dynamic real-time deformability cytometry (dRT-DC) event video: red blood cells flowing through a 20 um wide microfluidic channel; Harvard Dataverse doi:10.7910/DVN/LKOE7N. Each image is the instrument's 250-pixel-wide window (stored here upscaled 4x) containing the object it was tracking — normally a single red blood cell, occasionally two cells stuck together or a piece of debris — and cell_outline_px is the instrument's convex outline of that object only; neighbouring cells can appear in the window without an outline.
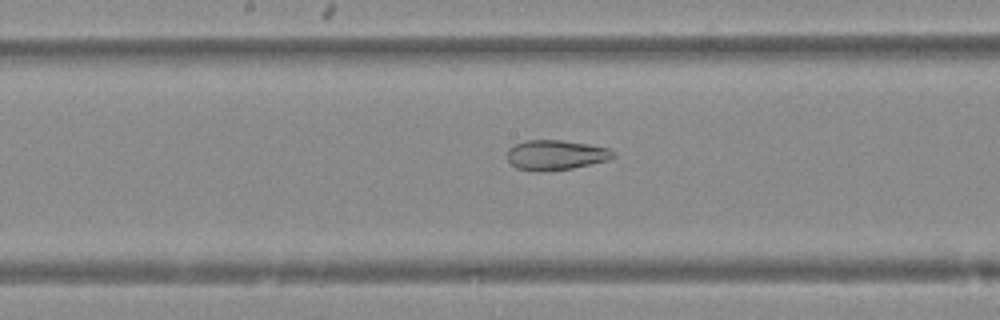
{"species": "Egyptian fruit bat (a non-hibernating species)", "species_latin": "Rousettus aegyptiacus", "temperature_condition": "warm", "stored_images_in_passage": 34, "camera_frame_rate_fps": 3000, "um_per_image_px": 0.085, "animal": {"sex": "female"}, "frame": {"image": 1, "passage_image": 10, "time_ms": 3.0, "image_size_px": [1000, 320], "cell_outline_px": [[616, 156], [608, 160], [572, 168], [536, 172], [516, 168], [508, 160], [508, 148], [524, 140], [560, 140], [588, 144], [608, 148]], "centroid_in_image_um": [47.21, 13.17], "position_along_channel_um": 201.0, "area_um2": 18.38}}
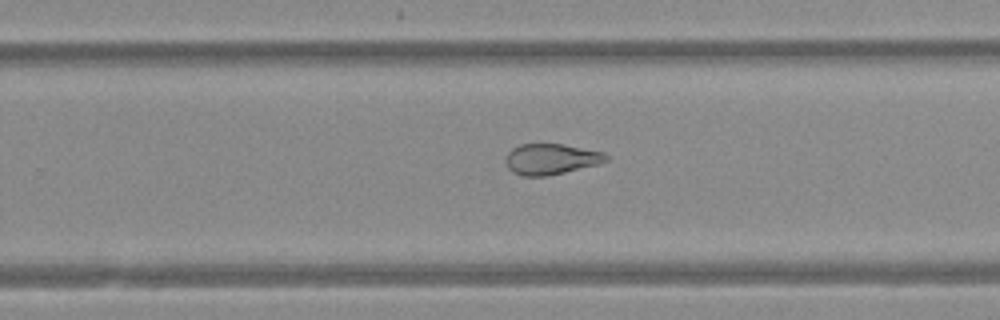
{"frame": {"image": 2, "passage_image": 16, "time_ms": 5.0, "image_size_px": [1000, 320], "cell_outline_px": [[608, 160], [596, 164], [564, 172], [544, 176], [520, 176], [512, 172], [508, 168], [504, 160], [508, 152], [512, 148], [520, 144], [560, 144], [604, 152], [608, 156]], "centroid_in_image_um": [46.77, 13.52], "position_along_channel_um": 283.0, "area_um2": 17.86}}
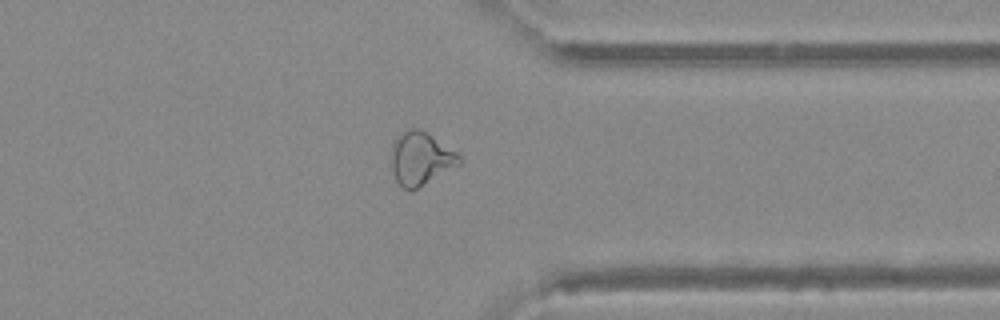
{"frame": {"image": 3, "passage_image": 23, "time_ms": 7.333, "image_size_px": [1000, 320], "cell_outline_px": [[460, 164], [416, 188], [404, 188], [396, 180], [392, 172], [392, 144], [396, 136], [400, 132], [408, 128], [416, 128], [424, 132], [456, 152], [460, 156]], "centroid_in_image_um": [35.71, 13.45], "position_along_channel_um": 375.7, "area_um2": 20.35}}